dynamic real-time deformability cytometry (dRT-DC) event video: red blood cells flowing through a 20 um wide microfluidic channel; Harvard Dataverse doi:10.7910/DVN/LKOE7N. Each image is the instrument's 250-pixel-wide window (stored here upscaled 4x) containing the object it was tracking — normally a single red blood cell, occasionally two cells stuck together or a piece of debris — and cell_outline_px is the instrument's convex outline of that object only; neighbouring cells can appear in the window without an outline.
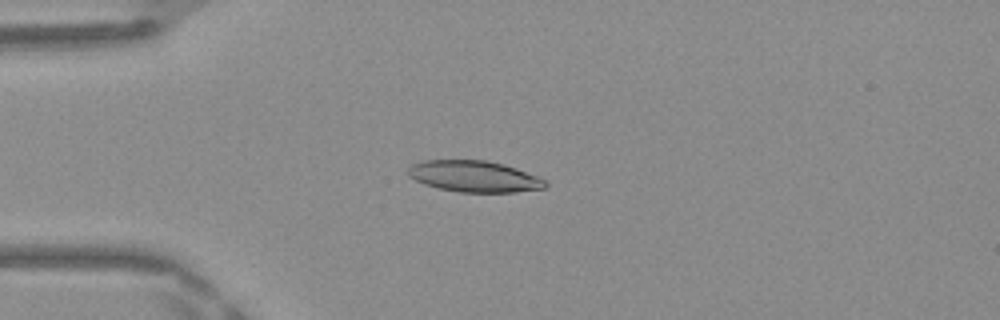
{"species": "Egyptian fruit bat (a non-hibernating species)", "species_latin": "Rousettus aegyptiacus", "temperature_condition": "warm", "stored_images_in_passage": 48, "camera_frame_rate_fps": 3000, "um_per_image_px": 0.085, "frame": {"image": 1, "passage_image": 12, "time_ms": 3.667, "image_size_px": [1000, 320], "cell_outline_px": [[548, 184], [544, 188], [516, 192], [460, 192], [440, 188], [424, 184], [408, 176], [408, 168], [412, 164], [424, 160], [488, 160], [504, 164], [516, 168], [548, 180]], "centroid_in_image_um": [40.33, 14.99], "position_along_channel_um": 44.7, "area_um2": 25.09}}
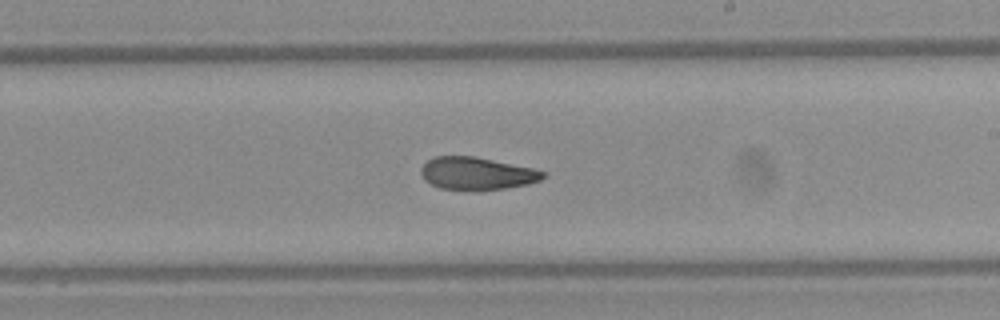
{"frame": {"image": 2, "passage_image": 28, "time_ms": 9.0, "image_size_px": [1000, 320], "cell_outline_px": [[544, 176], [540, 180], [528, 184], [504, 188], [476, 192], [472, 192], [440, 188], [424, 180], [420, 172], [420, 168], [428, 160], [436, 156], [476, 156], [532, 168], [544, 172]], "centroid_in_image_um": [40.49, 14.76], "position_along_channel_um": 248.5, "area_um2": 23.47}}
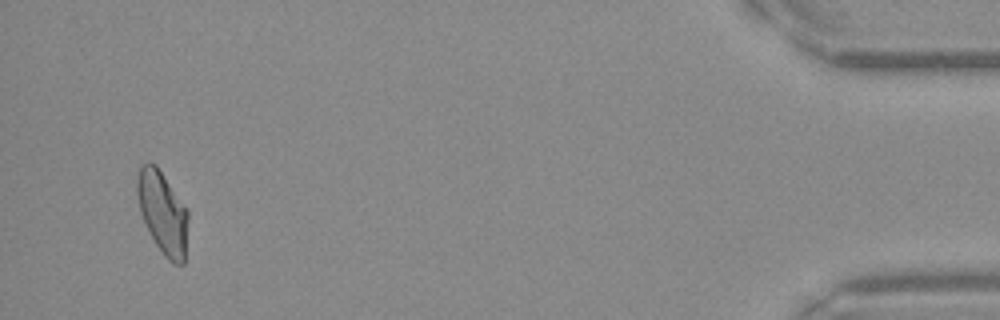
{"frame": {"image": 3, "passage_image": 46, "time_ms": 15.0, "image_size_px": [1000, 320], "cell_outline_px": [[188, 216], [184, 264], [172, 264], [164, 256], [156, 244], [140, 212], [136, 192], [136, 180], [140, 164], [148, 160], [156, 164], [188, 212]], "centroid_in_image_um": [13.8, 18.04], "position_along_channel_um": 421.4, "area_um2": 24.33}, "authors_computed_cell_mechanics": {"area_um2": 24.5939, "velocity_mm_per_s": 4.1873, "shape_relaxation_time_tau1_ms": null, "shape_relaxation_time_tau2_ms": 2.8576, "deformation_change_tau1": null, "deformation_change_tau2": 0.0988}}